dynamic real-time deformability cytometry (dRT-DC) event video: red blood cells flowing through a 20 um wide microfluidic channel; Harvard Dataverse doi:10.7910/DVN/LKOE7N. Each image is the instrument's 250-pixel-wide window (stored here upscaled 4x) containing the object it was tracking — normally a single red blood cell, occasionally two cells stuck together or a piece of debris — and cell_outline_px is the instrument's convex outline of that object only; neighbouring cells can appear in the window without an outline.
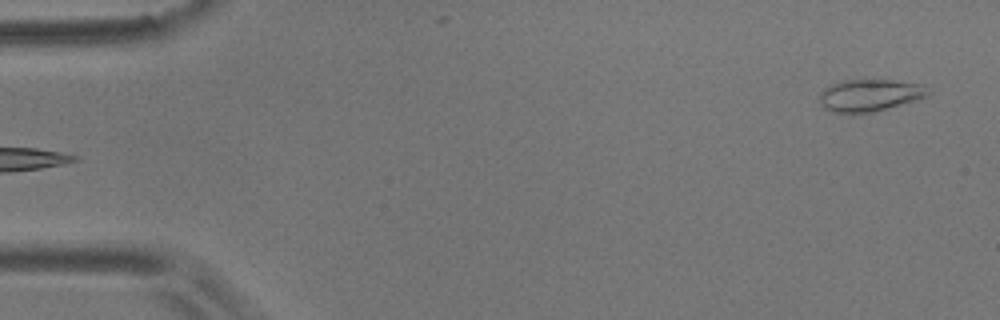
{"species": "common noctule bat (a hibernating species)", "species_latin": "Nyctalus noctula", "temperature_condition": "room temperature", "stored_images_in_passage": 6, "segment_of_instrument_passage": [2, 2], "camera_frame_rate_fps": 3000, "um_per_image_px": 0.085, "animal": {"sex": "male", "body_mass_g": 17.9}, "frame": {"image": 1, "passage_image": 6, "time_ms": 6.0, "image_size_px": [1000, 320], "cell_outline_px": [[932, 92], [928, 96], [916, 100], [888, 108], [872, 112], [832, 112], [824, 108], [820, 104], [820, 92], [824, 88], [840, 80], [864, 76], [924, 84]], "centroid_in_image_um": [73.95, 8.03], "position_along_channel_um": 11.1, "area_um2": 21.15}}